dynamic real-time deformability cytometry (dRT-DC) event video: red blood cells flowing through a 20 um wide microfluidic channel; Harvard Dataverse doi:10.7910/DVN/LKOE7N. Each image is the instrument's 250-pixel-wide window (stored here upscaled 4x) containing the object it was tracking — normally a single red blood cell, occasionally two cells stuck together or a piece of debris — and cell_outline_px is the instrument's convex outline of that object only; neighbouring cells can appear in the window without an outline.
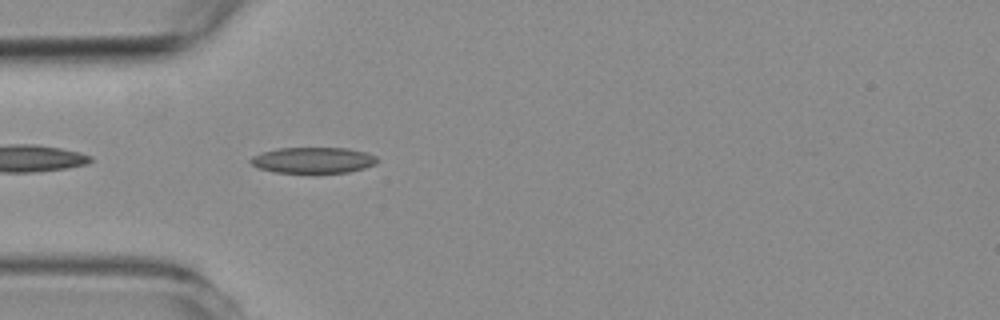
{"species": "common noctule bat (a hibernating species)", "species_latin": "Nyctalus noctula", "temperature_condition": "room temperature", "stored_images_in_passage": 42, "camera_frame_rate_fps": 3000, "um_per_image_px": 0.085, "animal": {"sex": "female", "body_mass_g": 19.3, "forearm_length_mm": 54.1}, "frame": {"image": 1, "passage_image": 2, "time_ms": 0.333, "image_size_px": [1000, 320], "cell_outline_px": [[376, 164], [364, 168], [348, 172], [312, 176], [276, 172], [260, 168], [252, 164], [248, 160], [252, 156], [264, 152], [280, 148], [344, 148], [368, 152], [376, 156]], "centroid_in_image_um": [26.63, 13.66], "position_along_channel_um": 58.4, "area_um2": 19.88}}
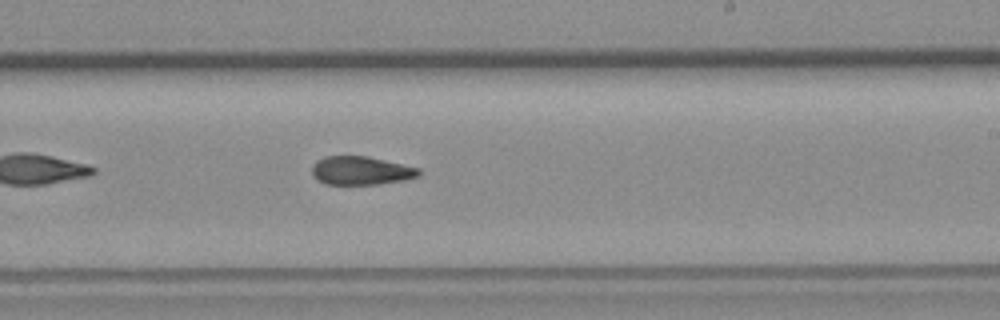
{"frame": {"image": 2, "passage_image": 19, "time_ms": 6.0, "image_size_px": [1000, 320], "cell_outline_px": [[420, 176], [404, 180], [380, 184], [324, 184], [316, 180], [312, 176], [312, 164], [316, 160], [324, 156], [368, 156], [420, 168]], "centroid_in_image_um": [30.65, 14.5], "position_along_channel_um": 258.3, "area_um2": 17.98}}
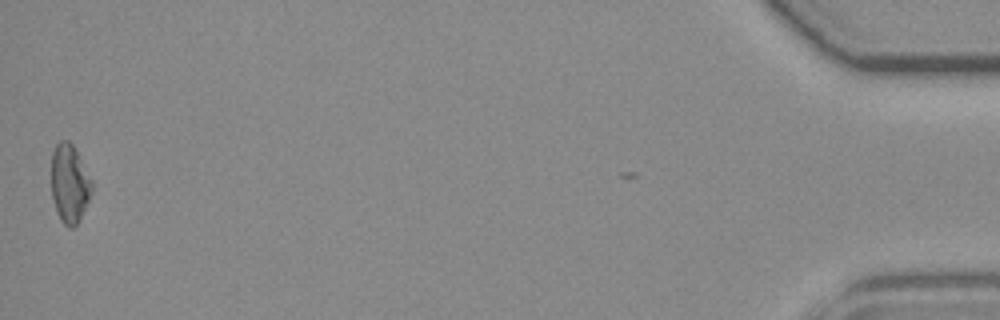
{"frame": {"image": 3, "passage_image": 42, "time_ms": 13.667, "image_size_px": [1000, 320], "cell_outline_px": [[92, 192], [80, 220], [72, 228], [68, 228], [60, 220], [56, 212], [52, 196], [52, 152], [56, 144], [60, 140], [68, 140], [72, 144], [92, 180]], "centroid_in_image_um": [5.91, 15.63], "position_along_channel_um": 429.3, "area_um2": 18.5}, "authors_computed_cell_mechanics": {"area_um2": 18.4093, "velocity_mm_per_s": 3.5768, "shape_relaxation_time_tau1_ms": null, "shape_relaxation_time_tau2_ms": 4.5723, "deformation_change_tau1": null, "deformation_change_tau2": 0.118}}